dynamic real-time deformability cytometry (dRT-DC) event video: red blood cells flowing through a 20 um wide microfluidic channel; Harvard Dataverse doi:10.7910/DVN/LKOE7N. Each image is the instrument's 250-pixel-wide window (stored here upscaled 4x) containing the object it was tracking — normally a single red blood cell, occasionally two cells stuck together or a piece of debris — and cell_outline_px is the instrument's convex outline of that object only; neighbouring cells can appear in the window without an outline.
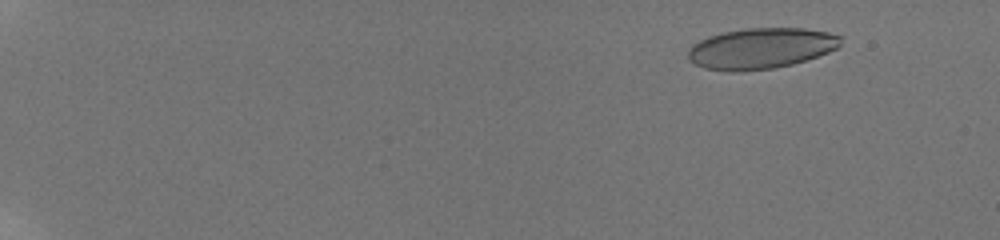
{"species": "human", "species_latin": "Homo sapiens", "temperature_condition": "room temperature", "stored_images_in_passage": 59, "camera_frame_rate_fps": 3000, "um_per_image_px": 0.085, "donor": {"sex": "male"}, "frame": {"image": 1, "passage_image": 8, "time_ms": 2.333, "image_size_px": [1000, 240], "cell_outline_px": [[840, 44], [836, 48], [828, 52], [792, 64], [772, 68], [732, 72], [704, 68], [688, 60], [688, 48], [692, 44], [708, 36], [724, 32], [744, 28], [804, 28], [828, 32], [840, 36]], "centroid_in_image_um": [64.63, 4.1], "position_along_channel_um": 20.4, "area_um2": 36.13}}
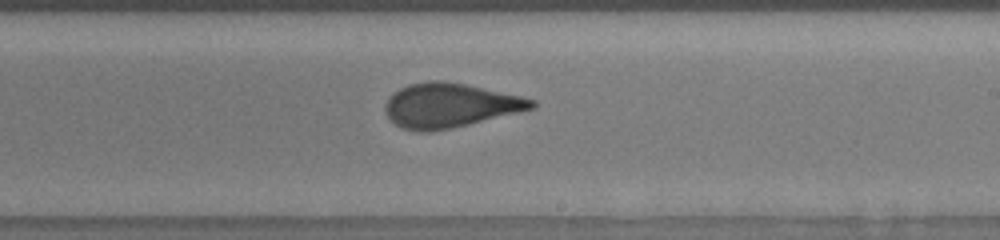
{"frame": {"image": 2, "passage_image": 40, "time_ms": 13.0, "image_size_px": [1000, 240], "cell_outline_px": [[536, 108], [452, 128], [428, 132], [420, 132], [404, 128], [396, 124], [388, 116], [384, 108], [384, 104], [400, 88], [408, 84], [428, 80], [440, 80], [464, 84], [520, 96], [536, 100]], "centroid_in_image_um": [38.24, 8.96], "position_along_channel_um": 250.8, "area_um2": 37.45}}
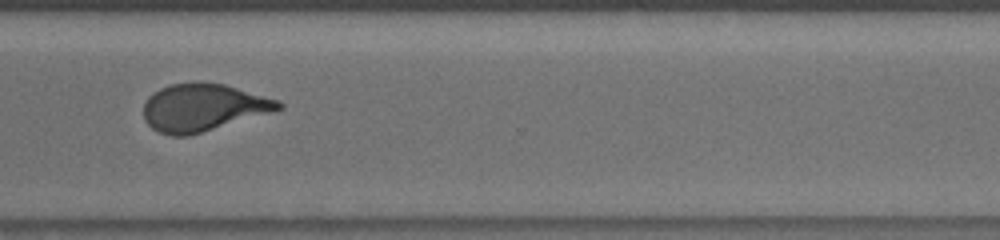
{"frame": {"image": 3, "passage_image": 48, "time_ms": 15.667, "image_size_px": [1000, 240], "cell_outline_px": [[284, 108], [272, 112], [188, 136], [172, 136], [160, 132], [152, 128], [144, 120], [144, 104], [148, 96], [160, 88], [172, 84], [200, 80], [224, 84], [280, 100], [284, 104]], "centroid_in_image_um": [17.27, 9.12], "position_along_channel_um": 353.3, "area_um2": 37.51}, "authors_computed_cell_mechanics": {"area_um2": 37.0498, "velocity_mm_per_s": 3.8525, "shape_relaxation_time_tau1_ms": 7.567, "shape_relaxation_time_tau2_ms": 0.8226, "deformation_change_tau1": 0.2433, "deformation_change_tau2": 0.0747}}